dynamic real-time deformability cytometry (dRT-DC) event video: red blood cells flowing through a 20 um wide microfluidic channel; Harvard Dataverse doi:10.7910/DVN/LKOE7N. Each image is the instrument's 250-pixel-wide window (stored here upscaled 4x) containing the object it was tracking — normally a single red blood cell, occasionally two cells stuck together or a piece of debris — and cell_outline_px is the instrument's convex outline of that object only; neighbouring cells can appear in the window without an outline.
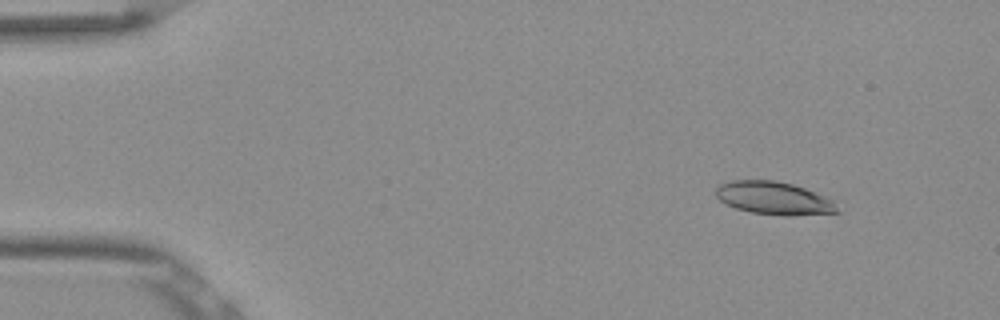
{"species": "Egyptian fruit bat (a non-hibernating species)", "species_latin": "Rousettus aegyptiacus", "temperature_condition": "room temperature", "stored_images_in_passage": 54, "camera_frame_rate_fps": 3000, "um_per_image_px": 0.085, "frame": {"image": 1, "passage_image": 6, "time_ms": 1.667, "image_size_px": [1000, 320], "cell_outline_px": [[840, 212], [792, 216], [784, 216], [752, 212], [736, 208], [724, 204], [716, 196], [716, 188], [720, 184], [732, 180], [776, 180], [792, 184], [804, 188], [824, 196], [832, 200]], "centroid_in_image_um": [65.76, 16.84], "position_along_channel_um": 19.2, "area_um2": 23.24}}
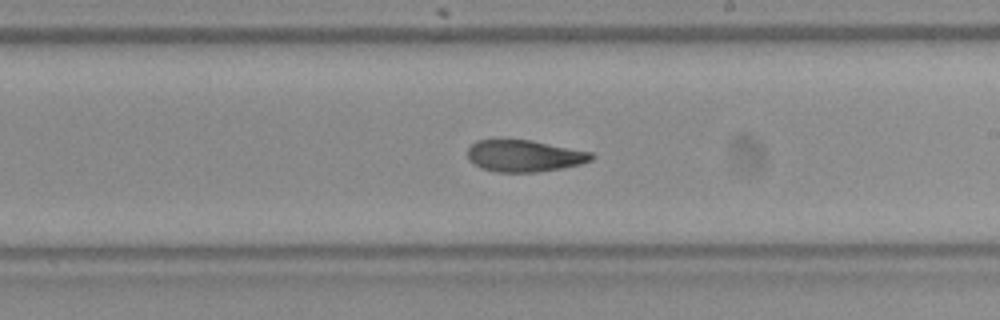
{"frame": {"image": 2, "passage_image": 31, "time_ms": 10.0, "image_size_px": [1000, 320], "cell_outline_px": [[596, 156], [592, 160], [580, 164], [560, 168], [536, 172], [496, 172], [480, 168], [472, 164], [468, 160], [468, 148], [476, 140], [532, 140], [592, 152]], "centroid_in_image_um": [44.56, 13.25], "position_along_channel_um": 244.4, "area_um2": 23.0}}
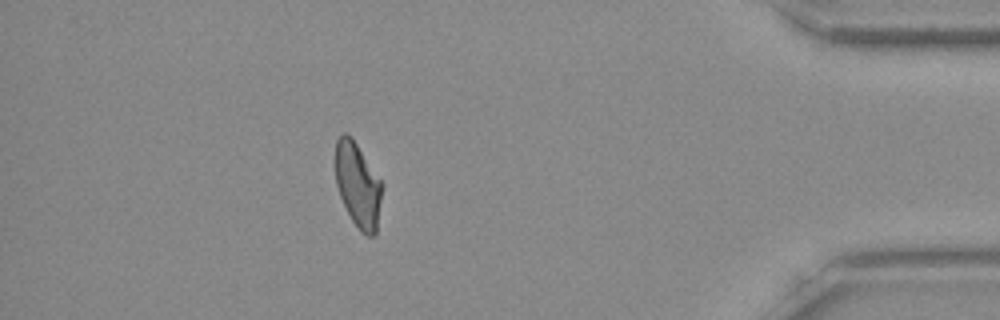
{"frame": {"image": 3, "passage_image": 47, "time_ms": 15.333, "image_size_px": [1000, 320], "cell_outline_px": [[380, 200], [376, 232], [372, 236], [368, 236], [360, 232], [352, 220], [340, 196], [336, 184], [332, 160], [336, 140], [344, 132], [348, 132], [352, 136], [380, 180]], "centroid_in_image_um": [30.33, 15.65], "position_along_channel_um": 404.9, "area_um2": 23.06}}